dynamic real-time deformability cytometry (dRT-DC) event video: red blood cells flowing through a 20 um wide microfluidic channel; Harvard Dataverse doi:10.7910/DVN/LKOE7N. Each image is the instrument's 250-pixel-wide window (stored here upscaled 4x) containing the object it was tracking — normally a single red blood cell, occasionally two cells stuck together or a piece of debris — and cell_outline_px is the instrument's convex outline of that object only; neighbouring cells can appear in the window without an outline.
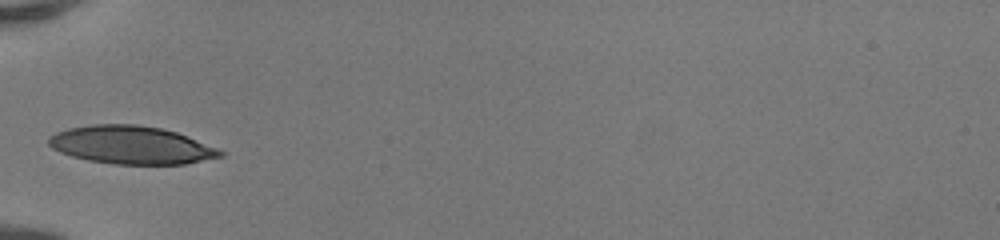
{"species": "human", "species_latin": "Homo sapiens", "temperature_condition": "room temperature", "stored_images_in_passage": 28, "camera_frame_rate_fps": 3000, "um_per_image_px": 0.085, "donor": {"sex": "female"}, "frame": {"image": 1, "passage_image": 1, "time_ms": 0.0, "image_size_px": [1000, 240], "cell_outline_px": [[224, 156], [184, 164], [116, 164], [88, 160], [72, 156], [60, 152], [52, 148], [48, 144], [48, 136], [56, 132], [68, 128], [92, 124], [136, 124], [164, 128], [176, 132], [216, 148], [224, 152]], "centroid_in_image_um": [11.12, 12.32], "position_along_channel_um": 73.9, "area_um2": 37.92}}
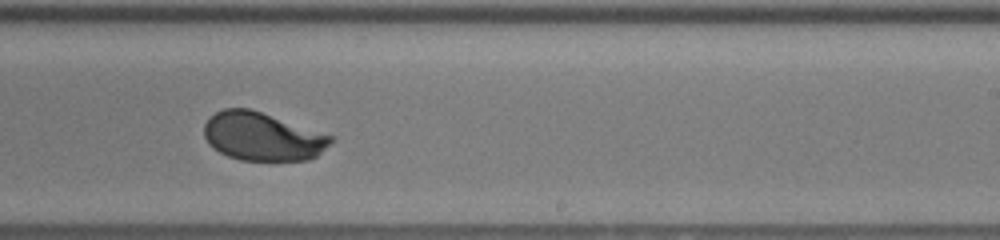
{"frame": {"image": 2, "passage_image": 15, "time_ms": 4.667, "image_size_px": [1000, 240], "cell_outline_px": [[336, 140], [316, 156], [308, 160], [240, 160], [228, 156], [212, 148], [208, 144], [204, 136], [204, 124], [216, 112], [224, 108], [248, 108], [336, 136]], "centroid_in_image_um": [22.34, 11.61], "position_along_channel_um": 266.7, "area_um2": 35.78}}
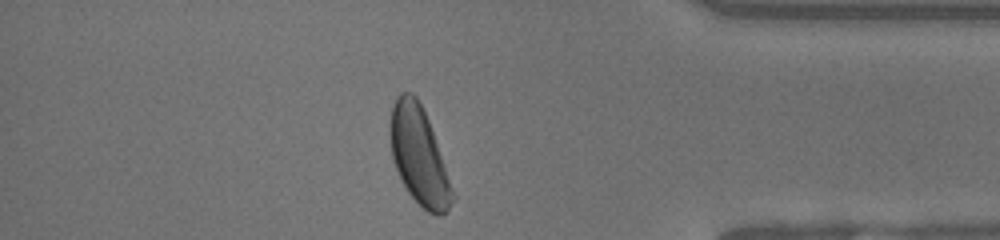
{"frame": {"image": 3, "passage_image": 26, "time_ms": 8.333, "image_size_px": [1000, 240], "cell_outline_px": [[456, 200], [444, 212], [436, 216], [428, 212], [408, 192], [392, 160], [388, 132], [388, 124], [392, 104], [400, 92], [412, 92], [416, 96], [428, 120], [456, 196]], "centroid_in_image_um": [35.59, 13.22], "position_along_channel_um": 399.6, "area_um2": 35.37}, "authors_computed_cell_mechanics": {"area_um2": 36.7608, "velocity_mm_per_s": 4.1631, "shape_relaxation_time_tau1_ms": 2.5753, "shape_relaxation_time_tau2_ms": null, "deformation_change_tau1": 0.1648, "deformation_change_tau2": null}}